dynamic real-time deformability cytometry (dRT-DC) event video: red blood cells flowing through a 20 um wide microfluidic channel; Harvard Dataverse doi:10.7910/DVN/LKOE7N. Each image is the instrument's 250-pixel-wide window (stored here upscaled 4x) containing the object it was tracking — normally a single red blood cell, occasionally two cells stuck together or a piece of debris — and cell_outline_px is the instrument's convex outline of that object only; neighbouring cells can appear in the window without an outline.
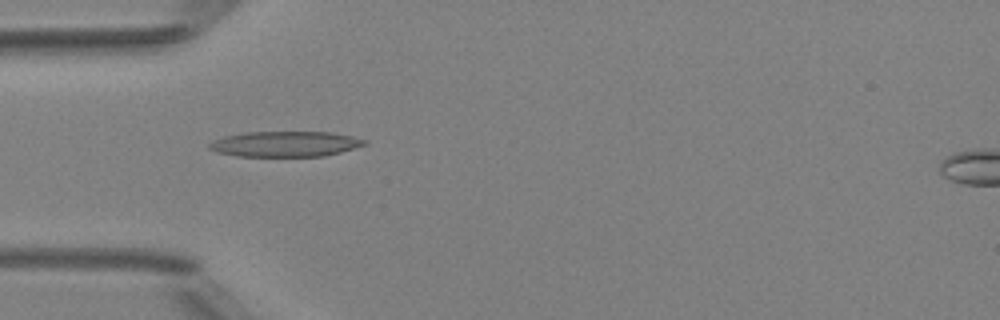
{"species": "Egyptian fruit bat (a non-hibernating species)", "species_latin": "Rousettus aegyptiacus", "temperature_condition": "room temperature", "stored_images_in_passage": 5, "camera_frame_rate_fps": 3000, "um_per_image_px": 0.085, "animal": {"sex": "female"}, "frame": {"image": 1, "passage_image": 4, "time_ms": 3.667, "image_size_px": [1000, 320], "cell_outline_px": [[368, 144], [340, 152], [324, 156], [236, 156], [216, 152], [208, 148], [208, 144], [212, 140], [224, 136], [244, 132], [332, 132], [352, 136], [368, 140]], "centroid_in_image_um": [24.23, 12.23], "position_along_channel_um": 60.8, "area_um2": 23.18}}
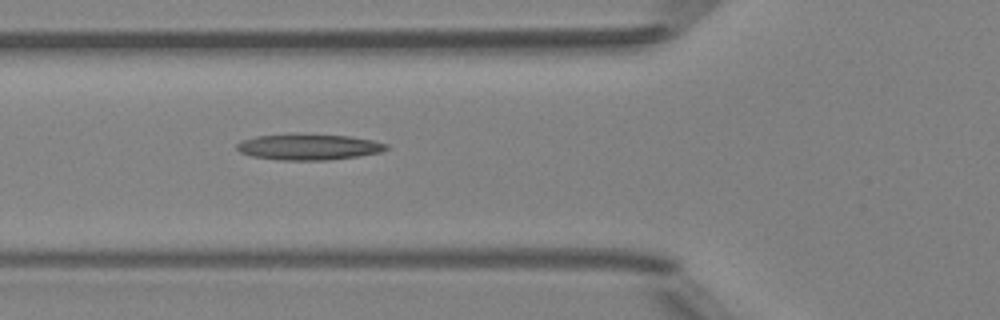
{"frame": {"image": 2, "passage_image": 5, "time_ms": 4.667, "image_size_px": [1000, 320], "cell_outline_px": [[388, 148], [380, 152], [356, 156], [328, 160], [276, 160], [252, 156], [240, 152], [236, 148], [236, 144], [244, 140], [256, 136], [348, 136], [372, 140], [388, 144]], "centroid_in_image_um": [26.24, 12.53], "position_along_channel_um": 99.6, "area_um2": 21.62}}